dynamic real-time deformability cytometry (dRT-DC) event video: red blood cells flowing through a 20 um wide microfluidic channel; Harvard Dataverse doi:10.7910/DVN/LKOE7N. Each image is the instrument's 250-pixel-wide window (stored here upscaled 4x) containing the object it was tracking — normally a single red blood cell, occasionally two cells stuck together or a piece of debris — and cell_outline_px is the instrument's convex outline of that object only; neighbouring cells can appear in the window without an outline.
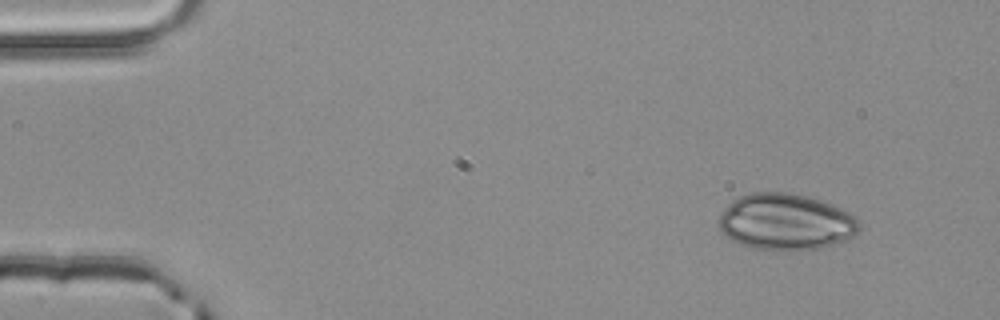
{"species": "common noctule bat (a hibernating species)", "species_latin": "Nyctalus noctula", "temperature_condition": "room temperature", "stored_images_in_passage": 3, "camera_frame_rate_fps": 3000, "um_per_image_px": 0.085, "animal": {"sex": "male", "body_mass_g": 20.4}, "frame": {"image": 1, "passage_image": 1, "time_ms": 0.0, "image_size_px": [1000, 320], "cell_outline_px": [[860, 228], [848, 240], [824, 248], [796, 252], [792, 252], [752, 248], [740, 244], [724, 236], [716, 224], [716, 220], [720, 212], [732, 200], [748, 192], [788, 192], [820, 200], [832, 204], [848, 212], [860, 224]], "centroid_in_image_um": [66.74, 18.89], "position_along_channel_um": 18.3, "area_um2": 47.05}}